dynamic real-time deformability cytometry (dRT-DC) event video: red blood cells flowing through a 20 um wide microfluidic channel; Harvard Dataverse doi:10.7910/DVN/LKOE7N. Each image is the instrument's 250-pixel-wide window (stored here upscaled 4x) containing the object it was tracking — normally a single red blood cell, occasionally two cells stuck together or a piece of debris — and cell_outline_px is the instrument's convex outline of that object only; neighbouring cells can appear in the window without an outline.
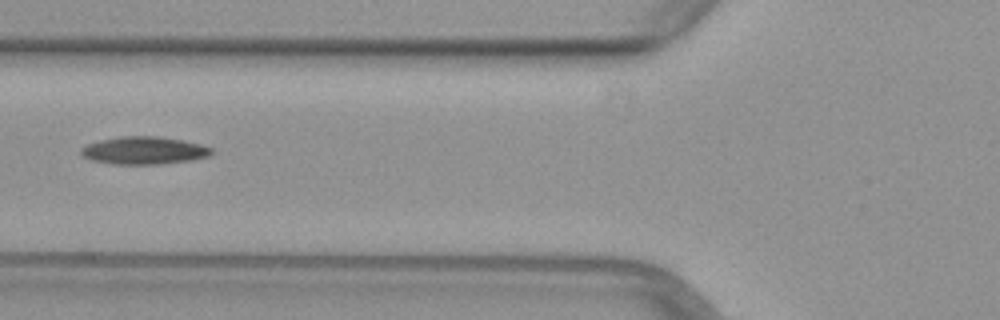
{"species": "common noctule bat (a hibernating species)", "species_latin": "Nyctalus noctula", "temperature_condition": "warm", "stored_images_in_passage": 33, "camera_frame_rate_fps": 3000, "um_per_image_px": 0.085, "animal": {"sex": "female", "body_mass_g": 29.2, "forearm_length_mm": 56.3}, "frame": {"image": 1, "passage_image": 6, "time_ms": 1.667, "image_size_px": [1000, 320], "cell_outline_px": [[212, 152], [204, 156], [180, 160], [140, 164], [128, 164], [96, 160], [88, 156], [84, 152], [84, 148], [92, 144], [108, 140], [136, 136], [144, 136], [176, 140], [208, 148]], "centroid_in_image_um": [12.23, 12.79], "position_along_channel_um": 113.6, "area_um2": 18.21}}